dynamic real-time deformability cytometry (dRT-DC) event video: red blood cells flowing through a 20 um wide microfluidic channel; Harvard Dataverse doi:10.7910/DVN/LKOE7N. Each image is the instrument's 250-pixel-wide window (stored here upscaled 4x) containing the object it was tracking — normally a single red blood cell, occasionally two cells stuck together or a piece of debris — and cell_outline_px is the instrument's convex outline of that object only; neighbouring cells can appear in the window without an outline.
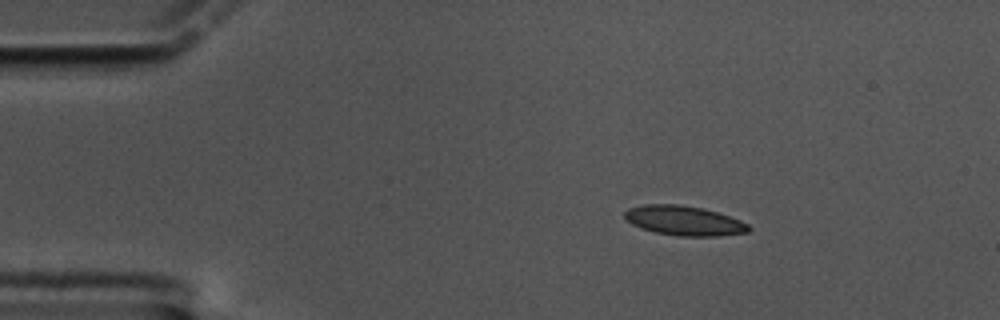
{"species": "common noctule bat (a hibernating species)", "species_latin": "Nyctalus noctula", "temperature_condition": "cold", "stored_images_in_passage": 51, "camera_frame_rate_fps": 3000, "um_per_image_px": 0.085, "animal": {"sex": "male", "body_mass_g": 17.5, "forearm_length_mm": 52.3}, "frame": {"image": 1, "passage_image": 1, "time_ms": 0.0, "image_size_px": [1000, 320], "cell_outline_px": [[752, 228], [748, 232], [720, 236], [676, 236], [656, 232], [640, 228], [624, 220], [624, 212], [628, 208], [644, 204], [680, 204], [704, 208], [740, 220], [748, 224]], "centroid_in_image_um": [58.12, 18.75], "position_along_channel_um": 26.9, "area_um2": 21.62}}
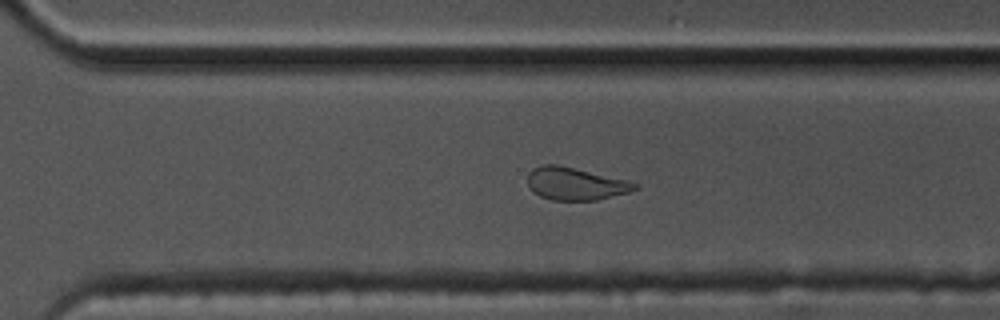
{"frame": {"image": 2, "passage_image": 33, "time_ms": 10.667, "image_size_px": [1000, 320], "cell_outline_px": [[640, 188], [628, 192], [596, 200], [552, 200], [540, 196], [532, 192], [528, 188], [528, 172], [532, 168], [540, 164], [556, 164], [628, 180], [640, 184]], "centroid_in_image_um": [48.89, 15.61], "position_along_channel_um": 321.7, "area_um2": 20.52}}
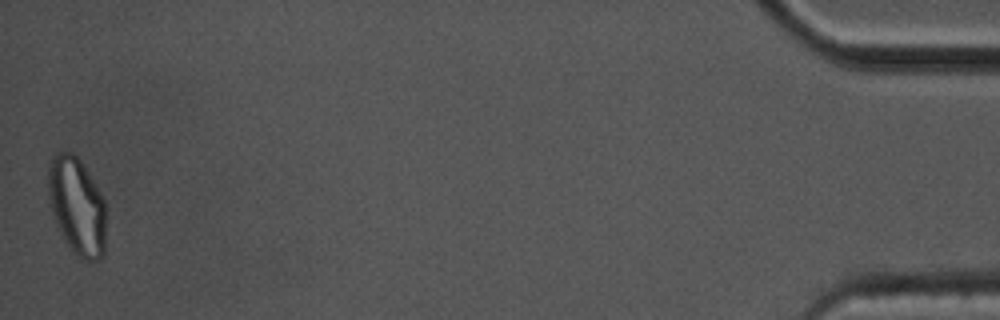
{"frame": {"image": 3, "passage_image": 51, "time_ms": 16.667, "image_size_px": [1000, 320], "cell_outline_px": [[104, 256], [100, 260], [88, 264], [64, 240], [56, 224], [52, 212], [48, 196], [48, 164], [52, 156], [56, 152], [72, 152], [80, 160], [104, 200]], "centroid_in_image_um": [6.51, 17.52], "position_along_channel_um": 428.7, "area_um2": 32.6}, "authors_computed_cell_mechanics": {"area_um2": 21.2126, "velocity_mm_per_s": 3.334, "shape_relaxation_time_tau1_ms": null, "shape_relaxation_time_tau2_ms": 2.5222, "deformation_change_tau1": null, "deformation_change_tau2": 0.0711}}